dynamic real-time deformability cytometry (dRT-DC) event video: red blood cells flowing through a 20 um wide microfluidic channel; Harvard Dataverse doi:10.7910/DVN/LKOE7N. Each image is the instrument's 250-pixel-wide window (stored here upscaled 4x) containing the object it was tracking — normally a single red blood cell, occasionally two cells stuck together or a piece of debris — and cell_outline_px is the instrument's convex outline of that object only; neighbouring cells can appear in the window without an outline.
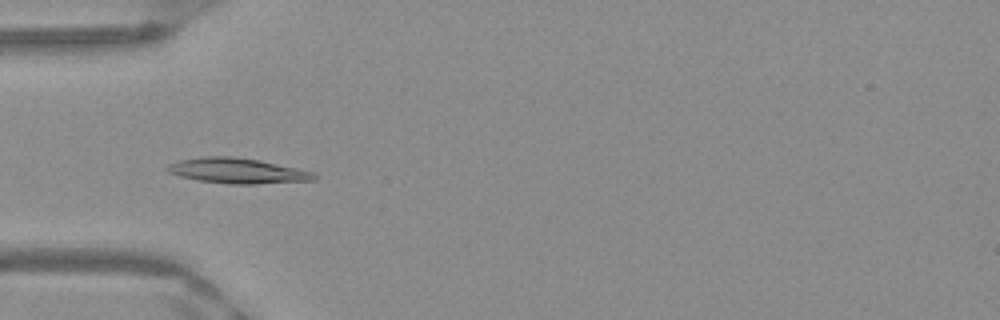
{"species": "Egyptian fruit bat (a non-hibernating species)", "species_latin": "Rousettus aegyptiacus", "temperature_condition": "warm", "stored_images_in_passage": 40, "camera_frame_rate_fps": 3000, "um_per_image_px": 0.085, "frame": {"image": 1, "passage_image": 5, "time_ms": 1.333, "image_size_px": [1000, 320], "cell_outline_px": [[316, 180], [256, 184], [228, 184], [196, 180], [180, 176], [168, 172], [164, 168], [168, 164], [180, 160], [200, 156], [232, 156], [260, 160], [296, 168], [312, 172], [316, 176]], "centroid_in_image_um": [20.13, 14.51], "position_along_channel_um": 64.9, "area_um2": 21.73}}
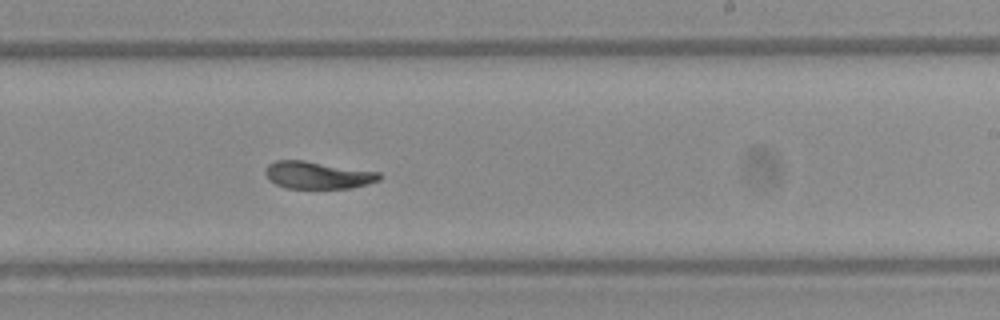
{"frame": {"image": 2, "passage_image": 20, "time_ms": 6.333, "image_size_px": [1000, 320], "cell_outline_px": [[384, 176], [380, 180], [368, 184], [352, 188], [288, 188], [276, 184], [268, 180], [264, 172], [268, 164], [276, 160], [304, 160], [380, 172]], "centroid_in_image_um": [27.03, 14.88], "position_along_channel_um": 262.0, "area_um2": 18.32}}
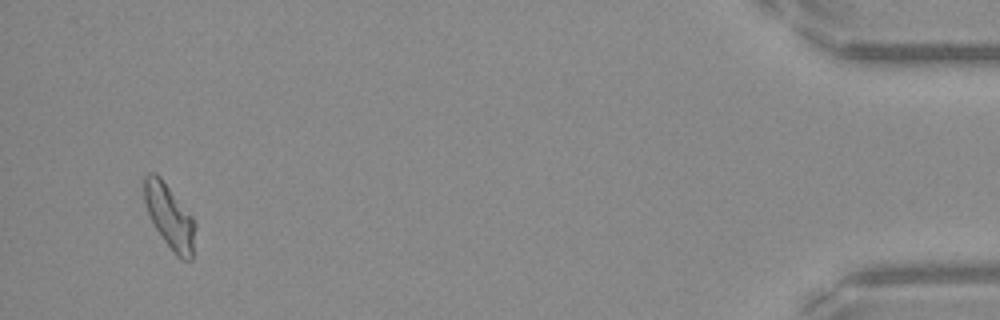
{"frame": {"image": 3, "passage_image": 38, "time_ms": 12.333, "image_size_px": [1000, 320], "cell_outline_px": [[196, 228], [192, 260], [184, 260], [176, 256], [164, 240], [156, 228], [148, 212], [144, 200], [144, 176], [148, 172], [152, 172], [160, 176], [192, 216], [196, 224]], "centroid_in_image_um": [14.43, 18.41], "position_along_channel_um": 420.8, "area_um2": 18.96}, "authors_computed_cell_mechanics": {"area_um2": 18.9584, "velocity_mm_per_s": 3.9548, "shape_relaxation_time_tau1_ms": 6.7533, "shape_relaxation_time_tau2_ms": 3.8788, "deformation_change_tau1": 0.2006, "deformation_change_tau2": 0.0862}}